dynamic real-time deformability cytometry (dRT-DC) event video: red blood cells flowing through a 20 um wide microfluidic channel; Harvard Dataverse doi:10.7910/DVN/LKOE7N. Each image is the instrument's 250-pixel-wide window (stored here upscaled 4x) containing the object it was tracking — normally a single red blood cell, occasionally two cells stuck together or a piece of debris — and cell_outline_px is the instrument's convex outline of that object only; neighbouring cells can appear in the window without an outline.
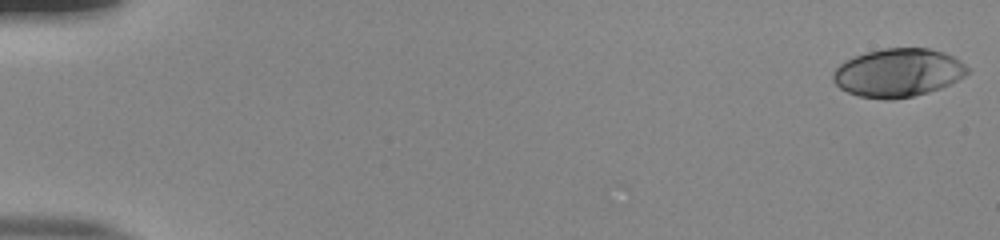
{"species": "human", "species_latin": "Homo sapiens", "temperature_condition": "room temperature", "stored_images_in_passage": 53, "camera_frame_rate_fps": 3000, "um_per_image_px": 0.085, "donor": {"sex": "male"}, "frame": {"image": 1, "passage_image": 1, "time_ms": 0.0, "image_size_px": [1000, 240], "cell_outline_px": [[968, 72], [964, 76], [940, 88], [928, 92], [912, 96], [892, 100], [884, 100], [860, 96], [848, 92], [840, 88], [832, 80], [832, 72], [844, 60], [868, 52], [884, 48], [928, 48], [944, 52], [960, 60], [968, 68]], "centroid_in_image_um": [76.31, 6.18], "position_along_channel_um": 8.7, "area_um2": 37.74}}
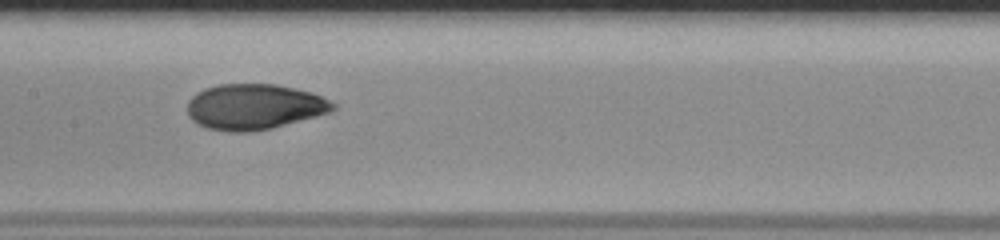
{"frame": {"image": 2, "passage_image": 28, "time_ms": 9.0, "image_size_px": [1000, 240], "cell_outline_px": [[336, 108], [332, 112], [272, 128], [248, 132], [228, 132], [208, 128], [192, 120], [188, 116], [188, 100], [196, 92], [204, 88], [220, 84], [276, 84], [312, 92], [336, 104]], "centroid_in_image_um": [21.61, 9.07], "position_along_channel_um": 185.8, "area_um2": 38.78}}
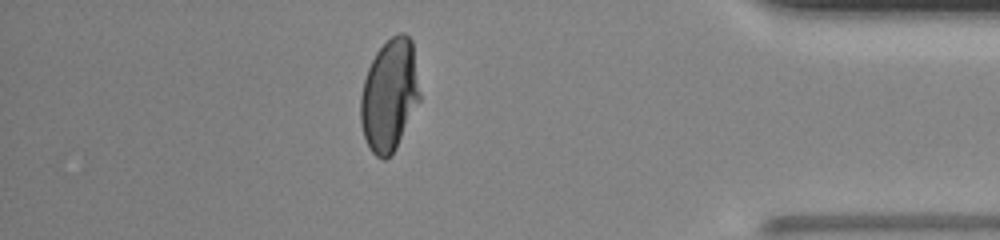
{"frame": {"image": 3, "passage_image": 47, "time_ms": 15.333, "image_size_px": [1000, 240], "cell_outline_px": [[420, 100], [392, 156], [384, 160], [376, 156], [372, 152], [364, 136], [360, 120], [360, 96], [364, 80], [368, 68], [376, 52], [396, 32], [404, 32], [412, 40], [420, 92]], "centroid_in_image_um": [33.1, 8.09], "position_along_channel_um": 402.1, "area_um2": 38.67}, "authors_computed_cell_mechanics": {"area_um2": 38.2636, "velocity_mm_per_s": 3.9132, "shape_relaxation_time_tau1_ms": 7.4957, "shape_relaxation_time_tau2_ms": 1.0906, "deformation_change_tau1": 0.2676, "deformation_change_tau2": 0.0453}}